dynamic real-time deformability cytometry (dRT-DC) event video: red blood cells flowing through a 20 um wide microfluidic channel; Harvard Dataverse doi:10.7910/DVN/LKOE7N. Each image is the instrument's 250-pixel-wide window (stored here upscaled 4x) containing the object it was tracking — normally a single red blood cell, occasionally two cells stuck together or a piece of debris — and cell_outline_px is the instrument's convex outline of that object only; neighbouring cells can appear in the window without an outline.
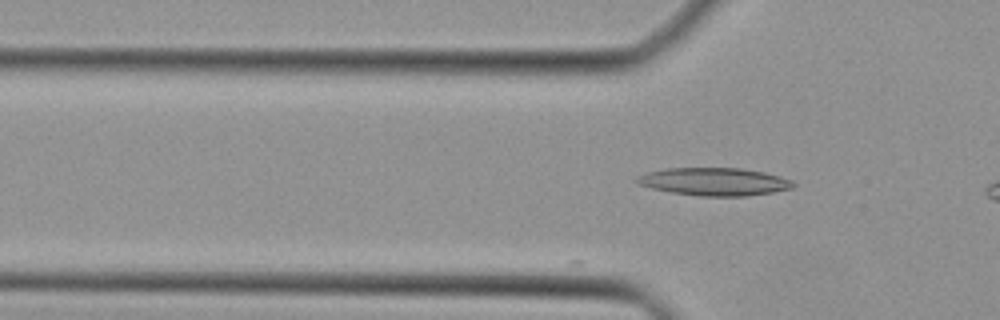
{"species": "Egyptian fruit bat (a non-hibernating species)", "species_latin": "Rousettus aegyptiacus", "temperature_condition": "cold", "stored_images_in_passage": 6, "camera_frame_rate_fps": 3000, "um_per_image_px": 0.085, "animal": {"sex": "female"}, "frame": {"image": 1, "passage_image": 6, "time_ms": 1.667, "image_size_px": [1000, 320], "cell_outline_px": [[796, 184], [792, 188], [772, 192], [744, 196], [700, 196], [672, 192], [652, 188], [640, 184], [632, 180], [636, 176], [648, 172], [668, 168], [740, 168], [764, 172], [780, 176], [792, 180]], "centroid_in_image_um": [60.71, 15.43], "position_along_channel_um": 65.1, "area_um2": 25.26}}